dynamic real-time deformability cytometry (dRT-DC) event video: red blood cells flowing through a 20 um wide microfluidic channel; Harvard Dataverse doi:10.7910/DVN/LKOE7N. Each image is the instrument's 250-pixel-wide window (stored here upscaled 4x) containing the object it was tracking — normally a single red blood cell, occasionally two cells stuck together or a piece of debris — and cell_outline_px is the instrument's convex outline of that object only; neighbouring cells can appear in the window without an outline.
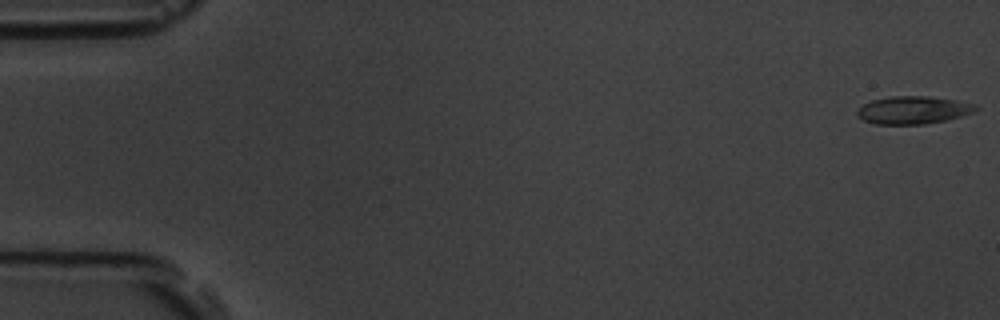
{"species": "common noctule bat (a hibernating species)", "species_latin": "Nyctalus noctula", "temperature_condition": "room temperature", "stored_images_in_passage": 5, "camera_frame_rate_fps": 3000, "um_per_image_px": 0.085, "animal": {"sex": "male", "body_mass_g": 19.5, "forearm_length_mm": 54.6}, "frame": {"image": 1, "passage_image": 1, "time_ms": 0.0, "image_size_px": [1000, 320], "cell_outline_px": [[980, 108], [972, 112], [960, 116], [944, 120], [924, 124], [876, 124], [864, 120], [856, 116], [856, 112], [864, 104], [872, 100], [892, 96], [928, 96], [956, 100], [980, 104]], "centroid_in_image_um": [77.65, 9.34], "position_along_channel_um": 7.3, "area_um2": 19.13}}
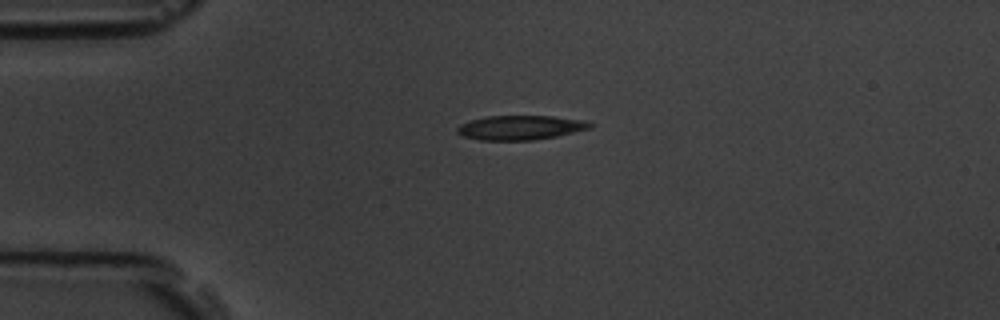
{"frame": {"image": 2, "passage_image": 4, "time_ms": 4.333, "image_size_px": [1000, 320], "cell_outline_px": [[596, 124], [592, 128], [556, 136], [532, 140], [480, 140], [464, 136], [456, 132], [456, 128], [460, 124], [484, 116], [552, 116], [588, 120]], "centroid_in_image_um": [44.29, 10.83], "position_along_channel_um": 40.7, "area_um2": 19.02}}